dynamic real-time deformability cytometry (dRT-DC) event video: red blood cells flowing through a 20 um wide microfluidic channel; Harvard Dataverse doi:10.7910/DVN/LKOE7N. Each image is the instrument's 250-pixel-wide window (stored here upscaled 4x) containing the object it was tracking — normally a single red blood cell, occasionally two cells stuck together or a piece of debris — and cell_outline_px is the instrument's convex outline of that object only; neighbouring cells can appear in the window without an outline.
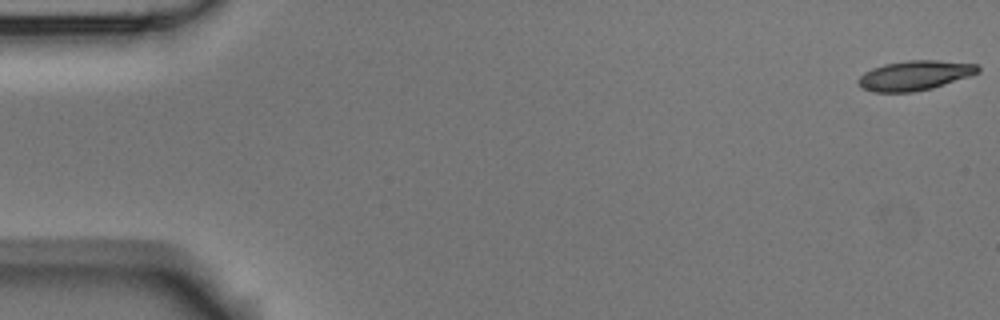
{"species": "Egyptian fruit bat (a non-hibernating species)", "species_latin": "Rousettus aegyptiacus", "temperature_condition": "room temperature", "stored_images_in_passage": 56, "camera_frame_rate_fps": 3000, "um_per_image_px": 0.085, "animal": {"sex": "male"}, "frame": {"image": 1, "passage_image": 1, "time_ms": 0.0, "image_size_px": [1000, 320], "cell_outline_px": [[980, 72], [932, 88], [912, 92], [872, 92], [860, 88], [856, 84], [856, 80], [864, 72], [872, 68], [884, 64], [908, 60], [936, 60], [976, 64], [980, 68]], "centroid_in_image_um": [77.68, 6.42], "position_along_channel_um": 7.3, "area_um2": 20.75}}
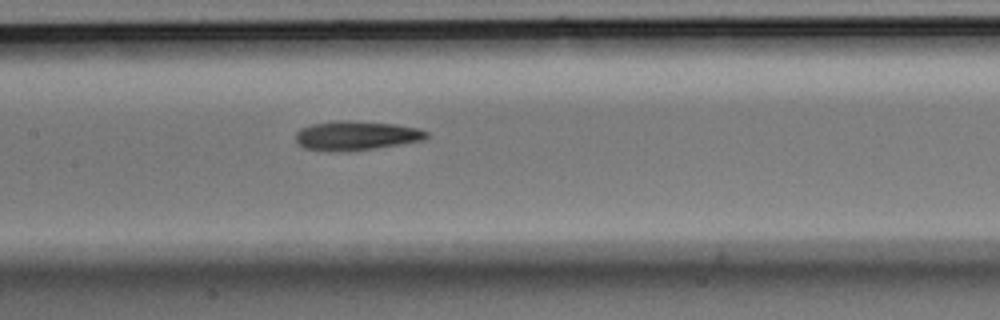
{"frame": {"image": 2, "passage_image": 27, "time_ms": 8.667, "image_size_px": [1000, 320], "cell_outline_px": [[428, 136], [424, 140], [376, 148], [348, 152], [328, 152], [304, 148], [296, 140], [296, 132], [300, 128], [312, 124], [340, 120], [348, 120], [396, 124], [420, 128], [428, 132]], "centroid_in_image_um": [30.28, 11.53], "position_along_channel_um": 177.1, "area_um2": 22.6}}
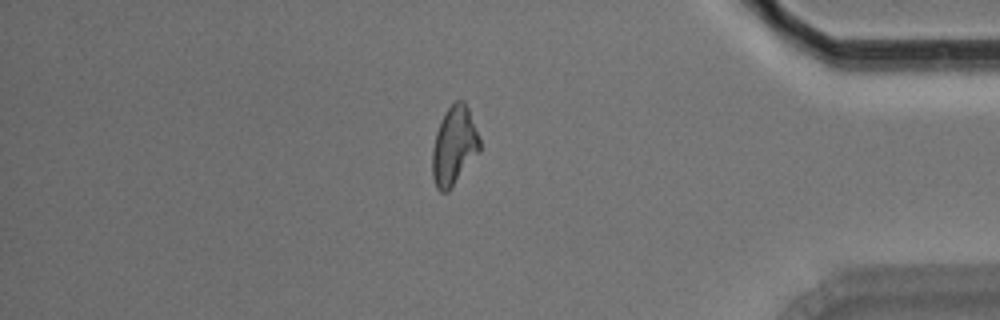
{"frame": {"image": 3, "passage_image": 48, "time_ms": 15.667, "image_size_px": [1000, 320], "cell_outline_px": [[480, 152], [448, 192], [440, 192], [436, 188], [432, 176], [432, 148], [436, 132], [440, 120], [448, 108], [456, 100], [464, 100], [468, 108], [480, 140]], "centroid_in_image_um": [38.58, 12.42], "position_along_channel_um": 396.6, "area_um2": 21.79}, "authors_computed_cell_mechanics": {"area_um2": 21.4149, "velocity_mm_per_s": 3.5793, "shape_relaxation_time_tau1_ms": 9.287, "shape_relaxation_time_tau2_ms": 7.3752, "deformation_change_tau1": 0.217, "deformation_change_tau2": 0.1844}}